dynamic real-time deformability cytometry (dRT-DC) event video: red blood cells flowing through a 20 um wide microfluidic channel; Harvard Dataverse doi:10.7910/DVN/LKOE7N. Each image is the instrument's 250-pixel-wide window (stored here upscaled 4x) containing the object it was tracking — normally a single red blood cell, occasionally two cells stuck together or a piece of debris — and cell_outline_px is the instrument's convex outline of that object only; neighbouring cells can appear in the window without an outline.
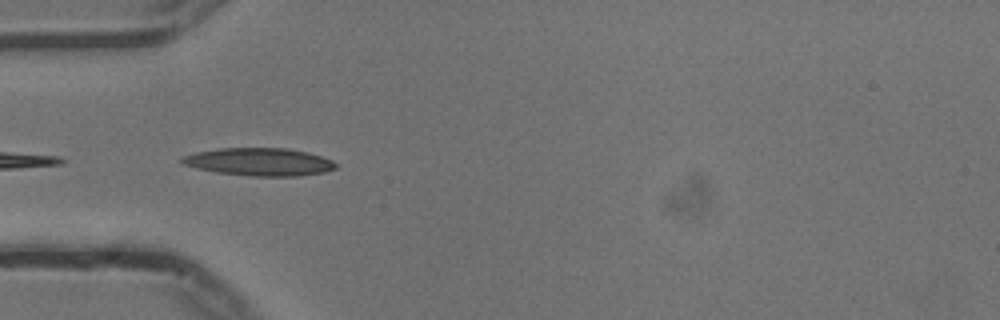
{"species": "common noctule bat (a hibernating species)", "species_latin": "Nyctalus noctula", "temperature_condition": "cold", "stored_images_in_passage": 35, "camera_frame_rate_fps": 3000, "um_per_image_px": 0.085, "animal": {"sex": "male", "body_mass_g": 13.3}, "frame": {"image": 1, "passage_image": 1, "time_ms": 0.0, "image_size_px": [1000, 320], "cell_outline_px": [[336, 168], [324, 172], [296, 176], [252, 176], [216, 172], [196, 168], [180, 164], [180, 160], [184, 156], [196, 152], [220, 148], [288, 148], [308, 152], [332, 160], [336, 164]], "centroid_in_image_um": [22.02, 13.75], "position_along_channel_um": 63.0, "area_um2": 24.85}}
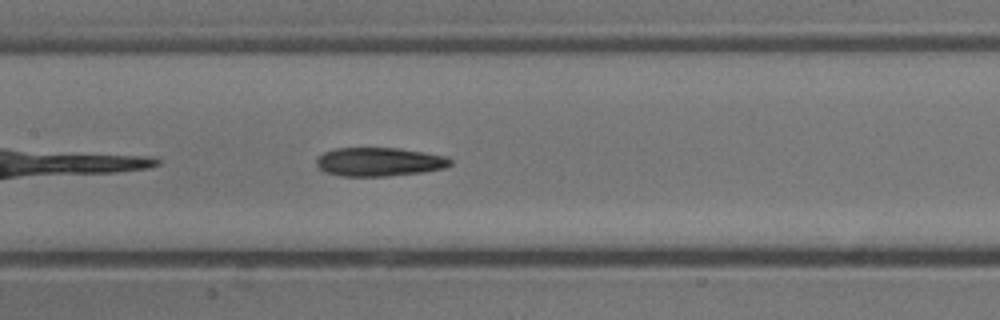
{"frame": {"image": 2, "passage_image": 10, "time_ms": 3.0, "image_size_px": [1000, 320], "cell_outline_px": [[452, 164], [444, 168], [424, 172], [388, 176], [340, 176], [324, 172], [316, 164], [316, 160], [324, 152], [336, 148], [400, 148], [448, 156], [452, 160]], "centroid_in_image_um": [32.26, 13.76], "position_along_channel_um": 175.1, "area_um2": 22.54}}
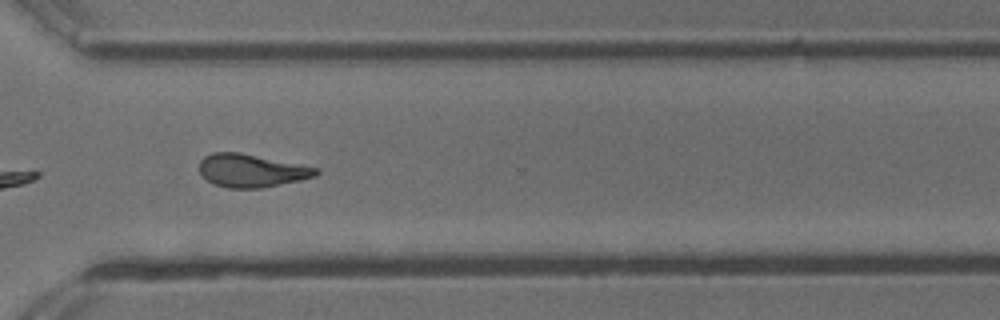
{"frame": {"image": 3, "passage_image": 24, "time_ms": 7.667, "image_size_px": [1000, 320], "cell_outline_px": [[320, 172], [316, 176], [300, 180], [260, 188], [228, 188], [216, 184], [208, 180], [200, 172], [200, 160], [204, 156], [212, 152], [240, 152], [320, 168]], "centroid_in_image_um": [21.4, 14.49], "position_along_channel_um": 349.2, "area_um2": 22.37}, "authors_computed_cell_mechanics": {"area_um2": 22.0796, "velocity_mm_per_s": 3.7425, "shape_relaxation_time_tau1_ms": 6.498, "shape_relaxation_time_tau2_ms": 4.5992, "deformation_change_tau1": 0.2218, "deformation_change_tau2": 0.1538}}